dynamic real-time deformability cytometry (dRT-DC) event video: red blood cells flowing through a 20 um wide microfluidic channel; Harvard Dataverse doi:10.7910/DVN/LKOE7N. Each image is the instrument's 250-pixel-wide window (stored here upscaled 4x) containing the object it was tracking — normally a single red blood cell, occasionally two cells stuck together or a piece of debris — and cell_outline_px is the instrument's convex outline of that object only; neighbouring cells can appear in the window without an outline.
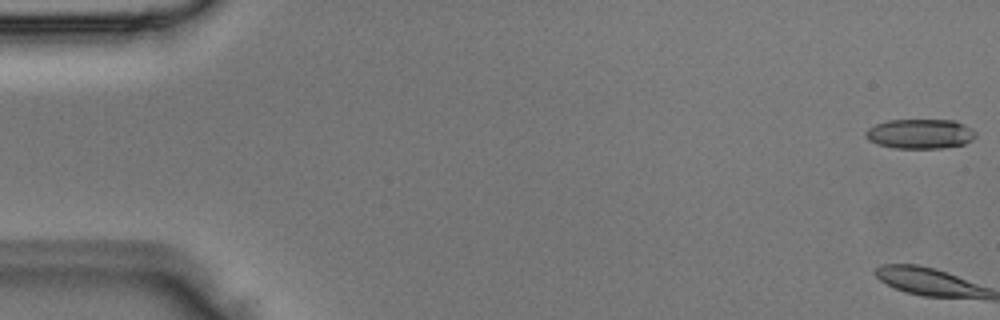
{"species": "Egyptian fruit bat (a non-hibernating species)", "species_latin": "Rousettus aegyptiacus", "temperature_condition": "room temperature", "stored_images_in_passage": 4, "camera_frame_rate_fps": 3000, "um_per_image_px": 0.085, "animal": {"sex": "male"}, "frame": {"image": 1, "passage_image": 1, "time_ms": 0.0, "image_size_px": [1000, 320], "cell_outline_px": [[976, 136], [972, 140], [964, 144], [944, 148], [892, 148], [876, 144], [868, 140], [864, 132], [868, 128], [876, 124], [888, 120], [956, 120], [972, 128], [976, 132]], "centroid_in_image_um": [78.22, 11.38], "position_along_channel_um": 6.8, "area_um2": 19.25}}